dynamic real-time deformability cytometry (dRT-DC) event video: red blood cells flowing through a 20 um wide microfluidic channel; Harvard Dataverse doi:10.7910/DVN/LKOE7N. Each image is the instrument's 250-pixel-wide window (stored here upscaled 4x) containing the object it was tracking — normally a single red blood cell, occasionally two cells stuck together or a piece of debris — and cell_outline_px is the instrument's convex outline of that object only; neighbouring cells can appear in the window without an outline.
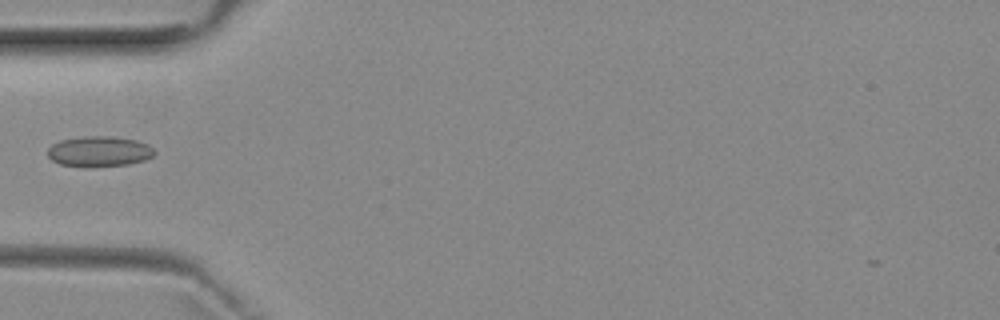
{"species": "common noctule bat (a hibernating species)", "species_latin": "Nyctalus noctula", "temperature_condition": "room temperature", "stored_images_in_passage": 5, "camera_frame_rate_fps": 3000, "um_per_image_px": 0.085, "animal": {"sex": "female", "body_mass_g": 29.2, "forearm_length_mm": 56.3}, "frame": {"image": 1, "passage_image": 4, "time_ms": 3.667, "image_size_px": [1000, 320], "cell_outline_px": [[156, 152], [152, 156], [144, 160], [128, 164], [84, 168], [60, 164], [52, 160], [48, 156], [48, 148], [52, 144], [60, 140], [84, 136], [112, 136], [136, 140], [148, 144]], "centroid_in_image_um": [8.41, 12.88], "position_along_channel_um": 76.6, "area_um2": 19.13}}
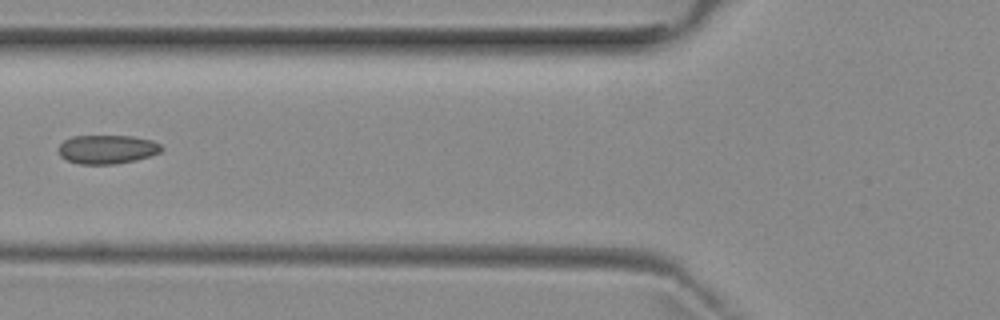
{"frame": {"image": 2, "passage_image": 5, "time_ms": 4.667, "image_size_px": [1000, 320], "cell_outline_px": [[164, 148], [160, 152], [136, 160], [116, 164], [80, 164], [68, 160], [60, 156], [60, 144], [64, 140], [72, 136], [132, 136], [152, 140], [160, 144]], "centroid_in_image_um": [9.13, 12.69], "position_along_channel_um": 116.7, "area_um2": 17.22}}